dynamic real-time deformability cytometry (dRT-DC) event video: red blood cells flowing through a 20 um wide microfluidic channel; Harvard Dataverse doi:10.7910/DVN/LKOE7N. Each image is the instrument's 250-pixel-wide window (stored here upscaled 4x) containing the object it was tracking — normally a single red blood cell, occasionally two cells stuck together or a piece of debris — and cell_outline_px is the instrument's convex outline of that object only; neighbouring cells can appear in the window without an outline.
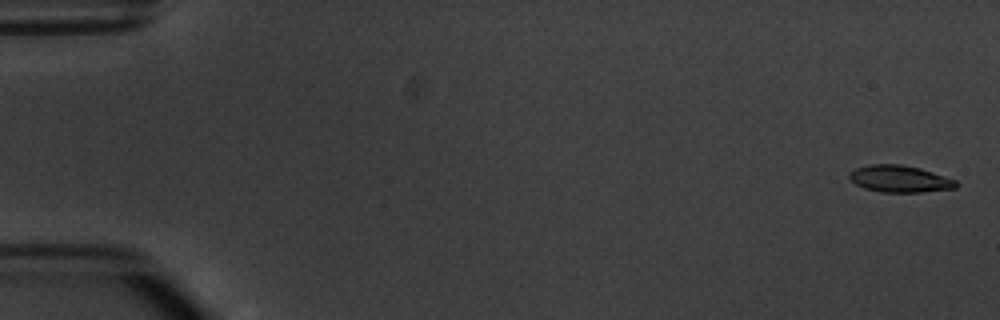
{"species": "common noctule bat (a hibernating species)", "species_latin": "Nyctalus noctula", "temperature_condition": "warm", "stored_images_in_passage": 6, "camera_frame_rate_fps": 3000, "um_per_image_px": 0.085, "animal": {"sex": "male", "body_mass_g": 20.1, "forearm_length_mm": 53.5}, "frame": {"image": 1, "passage_image": 1, "time_ms": 0.0, "image_size_px": [1000, 320], "cell_outline_px": [[960, 184], [956, 188], [920, 192], [880, 192], [864, 188], [856, 184], [848, 176], [848, 172], [856, 168], [868, 164], [900, 164], [920, 168], [956, 180]], "centroid_in_image_um": [76.47, 15.2], "position_along_channel_um": 8.5, "area_um2": 16.76}}